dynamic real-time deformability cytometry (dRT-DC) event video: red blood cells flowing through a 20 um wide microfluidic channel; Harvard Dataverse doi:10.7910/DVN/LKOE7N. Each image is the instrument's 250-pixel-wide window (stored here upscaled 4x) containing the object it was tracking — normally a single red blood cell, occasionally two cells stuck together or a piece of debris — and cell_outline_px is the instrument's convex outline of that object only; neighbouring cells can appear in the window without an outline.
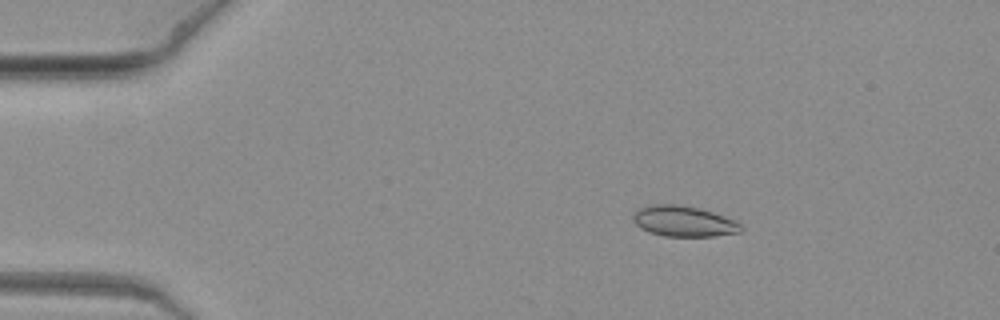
{"species": "common noctule bat (a hibernating species)", "species_latin": "Nyctalus noctula", "temperature_condition": "warm", "stored_images_in_passage": 6, "camera_frame_rate_fps": 3000, "um_per_image_px": 0.085, "animal": {"sex": "female", "body_mass_g": 19.3, "forearm_length_mm": 54.1}, "frame": {"image": 1, "passage_image": 3, "time_ms": 0.667, "image_size_px": [1000, 320], "cell_outline_px": [[744, 228], [740, 232], [712, 236], [664, 236], [648, 232], [640, 228], [632, 220], [632, 212], [636, 208], [648, 204], [680, 204], [700, 208], [736, 220]], "centroid_in_image_um": [58.05, 18.79], "position_along_channel_um": 26.9, "area_um2": 19.65}}